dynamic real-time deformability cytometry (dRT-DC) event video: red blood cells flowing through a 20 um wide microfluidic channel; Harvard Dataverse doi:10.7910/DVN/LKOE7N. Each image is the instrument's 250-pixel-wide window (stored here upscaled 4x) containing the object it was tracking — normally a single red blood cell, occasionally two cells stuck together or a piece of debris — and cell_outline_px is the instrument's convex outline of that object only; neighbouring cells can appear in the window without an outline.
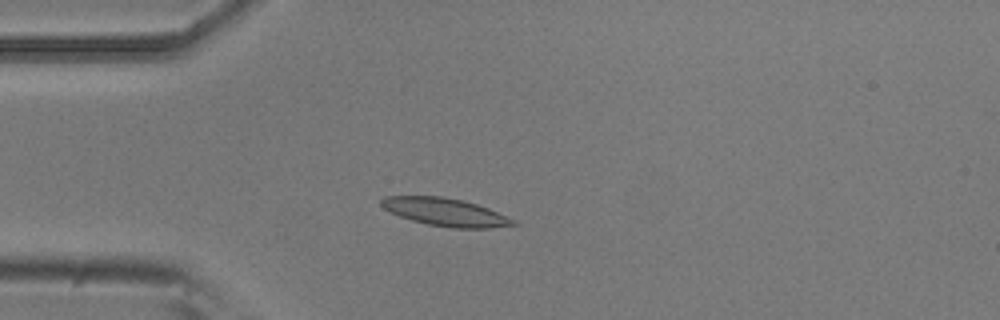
{"species": "common noctule bat (a hibernating species)", "species_latin": "Nyctalus noctula", "temperature_condition": "room temperature", "stored_images_in_passage": 4, "camera_frame_rate_fps": 3000, "um_per_image_px": 0.085, "animal": {"sex": "male", "body_mass_g": 20.5, "forearm_length_mm": 52.5}, "frame": {"image": 1, "passage_image": 4, "time_ms": 1.0, "image_size_px": [1000, 320], "cell_outline_px": [[520, 224], [488, 228], [452, 228], [428, 224], [412, 220], [400, 216], [384, 208], [380, 204], [380, 200], [384, 196], [440, 196], [460, 200], [476, 204], [488, 208], [516, 220]], "centroid_in_image_um": [37.87, 18.03], "position_along_channel_um": 47.1, "area_um2": 21.21}}